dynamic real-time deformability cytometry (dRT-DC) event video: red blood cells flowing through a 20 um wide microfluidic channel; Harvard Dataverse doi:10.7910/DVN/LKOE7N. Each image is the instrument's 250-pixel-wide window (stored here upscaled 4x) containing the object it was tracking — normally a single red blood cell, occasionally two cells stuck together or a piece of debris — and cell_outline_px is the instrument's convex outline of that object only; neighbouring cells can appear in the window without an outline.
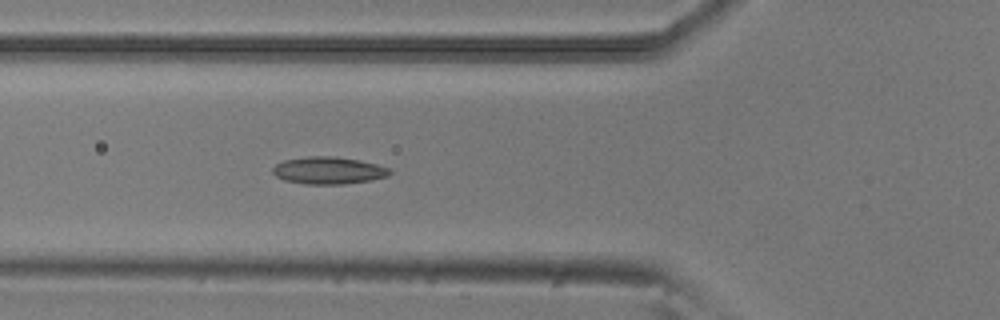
{"species": "common noctule bat (a hibernating species)", "species_latin": "Nyctalus noctula", "temperature_condition": "room temperature", "stored_images_in_passage": 5, "camera_frame_rate_fps": 3000, "um_per_image_px": 0.085, "animal": {"sex": "male", "body_mass_g": 20.5, "forearm_length_mm": 52.5}, "frame": {"image": 1, "passage_image": 5, "time_ms": 1.333, "image_size_px": [1000, 320], "cell_outline_px": [[392, 172], [388, 176], [372, 180], [340, 184], [304, 184], [284, 180], [276, 176], [272, 172], [272, 168], [276, 164], [284, 160], [308, 156], [336, 156], [360, 160], [392, 168]], "centroid_in_image_um": [27.94, 14.48], "position_along_channel_um": 97.9, "area_um2": 18.73}}